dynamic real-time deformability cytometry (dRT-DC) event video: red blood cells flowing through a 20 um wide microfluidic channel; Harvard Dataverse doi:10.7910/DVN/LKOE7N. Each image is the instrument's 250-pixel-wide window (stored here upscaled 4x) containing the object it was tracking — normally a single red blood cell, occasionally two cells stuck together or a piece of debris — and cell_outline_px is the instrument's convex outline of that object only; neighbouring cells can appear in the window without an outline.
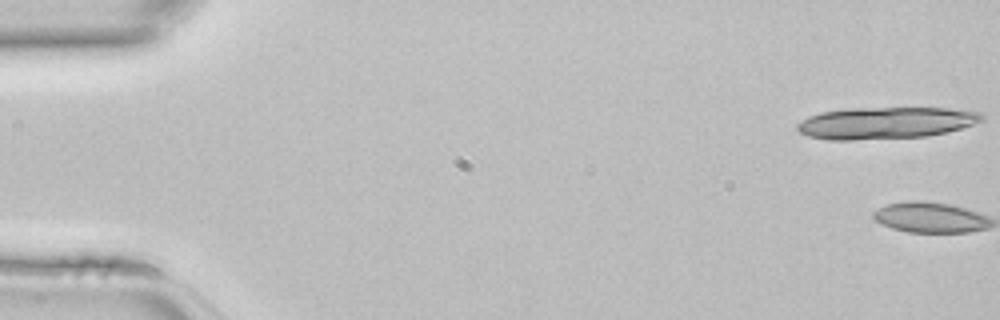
{"species": "common noctule bat (a hibernating species)", "species_latin": "Nyctalus noctula", "temperature_condition": "room temperature", "stored_images_in_passage": 2, "camera_frame_rate_fps": 3000, "um_per_image_px": 0.085, "animal": {"sex": "female", "body_mass_g": 22.7, "forearm_length_mm": 54.2}, "frame": {"image": 1, "passage_image": 1, "time_ms": 0.0, "image_size_px": [1000, 320], "cell_outline_px": [[984, 120], [960, 128], [928, 136], [852, 140], [828, 140], [808, 136], [800, 132], [796, 128], [796, 124], [808, 116], [820, 112], [852, 108], [948, 108], [980, 112], [984, 116]], "centroid_in_image_um": [75.24, 10.44], "position_along_channel_um": 9.8, "area_um2": 34.16}}